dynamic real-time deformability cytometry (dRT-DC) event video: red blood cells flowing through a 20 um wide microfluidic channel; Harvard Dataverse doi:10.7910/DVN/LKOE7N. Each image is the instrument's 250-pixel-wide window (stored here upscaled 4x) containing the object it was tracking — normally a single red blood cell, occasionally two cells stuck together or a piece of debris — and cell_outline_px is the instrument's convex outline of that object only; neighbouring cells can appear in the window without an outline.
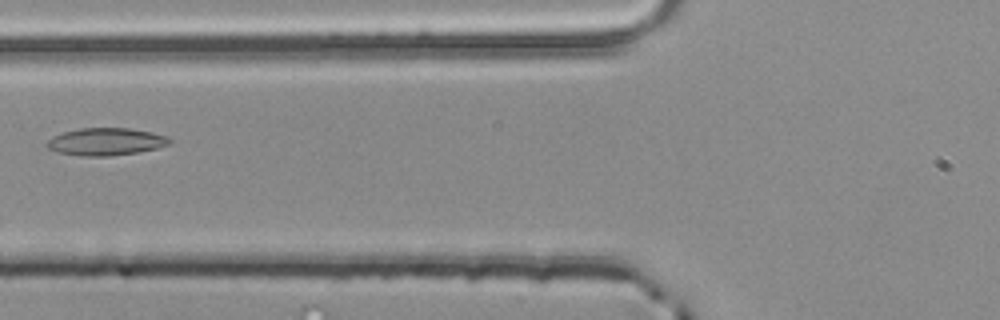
{"species": "common noctule bat (a hibernating species)", "species_latin": "Nyctalus noctula", "temperature_condition": "room temperature", "stored_images_in_passage": 2, "camera_frame_rate_fps": 3000, "um_per_image_px": 0.085, "animal": {"sex": "male", "body_mass_g": 20.4}, "frame": {"image": 1, "passage_image": 2, "time_ms": 0.333, "image_size_px": [1000, 320], "cell_outline_px": [[172, 144], [156, 148], [136, 152], [108, 156], [80, 156], [60, 152], [48, 148], [48, 140], [52, 136], [64, 132], [80, 128], [128, 128], [152, 132], [164, 136], [172, 140]], "centroid_in_image_um": [9.01, 12.04], "position_along_channel_um": 116.8, "area_um2": 19.36}}